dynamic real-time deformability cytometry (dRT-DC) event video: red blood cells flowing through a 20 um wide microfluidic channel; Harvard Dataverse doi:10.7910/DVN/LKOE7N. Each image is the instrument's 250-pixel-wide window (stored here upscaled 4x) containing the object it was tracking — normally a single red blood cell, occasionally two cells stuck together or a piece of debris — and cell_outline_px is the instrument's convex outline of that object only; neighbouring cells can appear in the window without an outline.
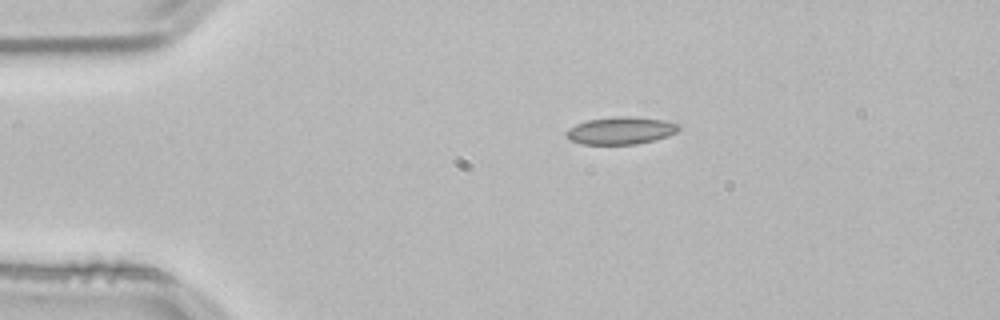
{"species": "common noctule bat (a hibernating species)", "species_latin": "Nyctalus noctula", "temperature_condition": "room temperature", "stored_images_in_passage": 44, "camera_frame_rate_fps": 3000, "um_per_image_px": 0.085, "animal": {"sex": "male", "body_mass_g": 21.5, "forearm_length_mm": 52.0}, "frame": {"image": 1, "passage_image": 1, "time_ms": 0.0, "image_size_px": [1000, 320], "cell_outline_px": [[680, 128], [676, 132], [668, 136], [636, 144], [584, 144], [572, 140], [564, 136], [564, 132], [568, 128], [576, 124], [588, 120], [616, 116], [628, 116], [664, 120], [680, 124]], "centroid_in_image_um": [52.75, 11.09], "position_along_channel_um": 32.3, "area_um2": 17.92}}
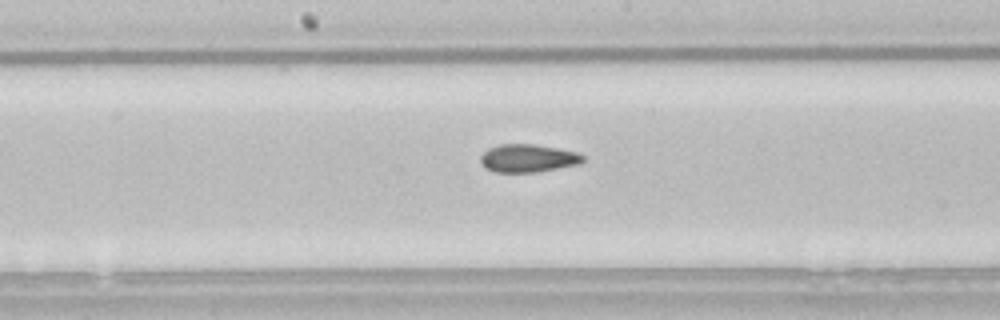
{"frame": {"image": 2, "passage_image": 18, "time_ms": 5.667, "image_size_px": [1000, 320], "cell_outline_px": [[584, 160], [580, 164], [536, 172], [496, 172], [484, 168], [480, 164], [480, 156], [488, 148], [500, 144], [536, 144], [576, 152], [584, 156]], "centroid_in_image_um": [44.84, 13.45], "position_along_channel_um": 203.4, "area_um2": 16.76}}
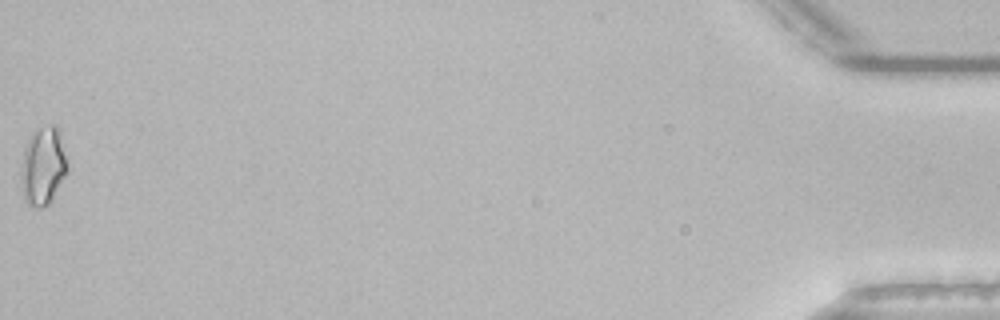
{"frame": {"image": 3, "passage_image": 44, "time_ms": 14.333, "image_size_px": [1000, 320], "cell_outline_px": [[68, 172], [48, 204], [40, 208], [36, 208], [28, 204], [24, 200], [20, 180], [24, 148], [32, 132], [40, 128], [52, 124], [56, 124], [60, 132], [68, 168]], "centroid_in_image_um": [3.66, 14.12], "position_along_channel_um": 431.5, "area_um2": 21.1}, "authors_computed_cell_mechanics": {"area_um2": 16.7331, "velocity_mm_per_s": 3.8147, "shape_relaxation_time_tau1_ms": null, "shape_relaxation_time_tau2_ms": 2.3678, "deformation_change_tau1": null, "deformation_change_tau2": 0.0824}}